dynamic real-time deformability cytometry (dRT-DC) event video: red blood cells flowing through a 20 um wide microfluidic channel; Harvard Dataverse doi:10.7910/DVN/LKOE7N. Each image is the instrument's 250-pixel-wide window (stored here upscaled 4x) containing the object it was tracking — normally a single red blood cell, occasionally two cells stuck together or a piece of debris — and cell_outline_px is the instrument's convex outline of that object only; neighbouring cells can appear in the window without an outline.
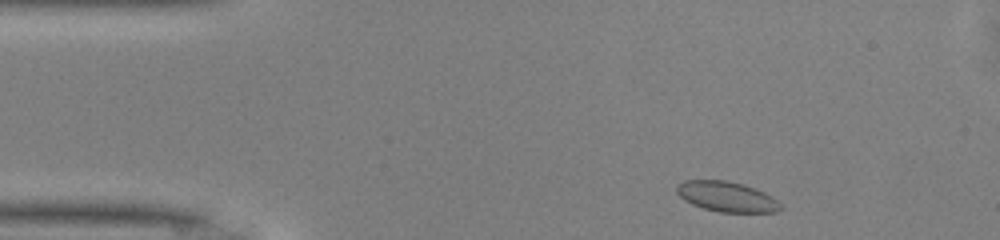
{"species": "common noctule bat (a hibernating species)", "species_latin": "Nyctalus noctula", "temperature_condition": "warm", "stored_images_in_passage": 44, "camera_frame_rate_fps": 3000, "um_per_image_px": 0.085, "animal": {"sex": "male", "body_mass_g": 13.0, "forearm_length_mm": 53.1}, "frame": {"image": 1, "passage_image": 2, "time_ms": 0.333, "image_size_px": [1000, 240], "cell_outline_px": [[780, 208], [776, 212], [720, 212], [704, 208], [692, 204], [684, 200], [676, 192], [676, 184], [684, 180], [724, 180], [744, 184], [756, 188], [772, 196], [780, 204]], "centroid_in_image_um": [61.74, 16.7], "position_along_channel_um": 23.3, "area_um2": 18.26}}
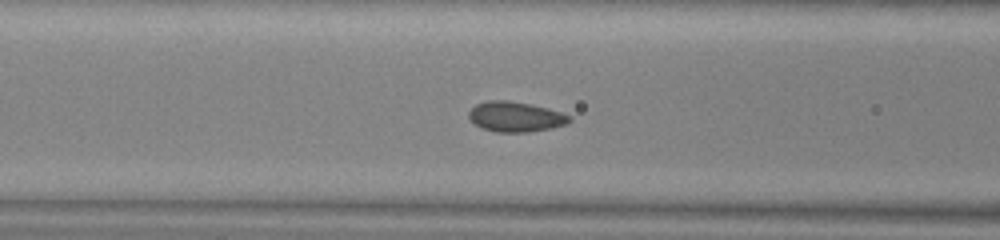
{"frame": {"image": 2, "passage_image": 14, "time_ms": 4.333, "image_size_px": [1000, 240], "cell_outline_px": [[572, 120], [568, 124], [552, 128], [528, 132], [496, 132], [484, 128], [476, 124], [468, 116], [468, 112], [476, 104], [488, 100], [508, 100], [532, 104], [548, 108], [572, 116]], "centroid_in_image_um": [43.86, 9.91], "position_along_channel_um": 122.7, "area_um2": 17.74}}
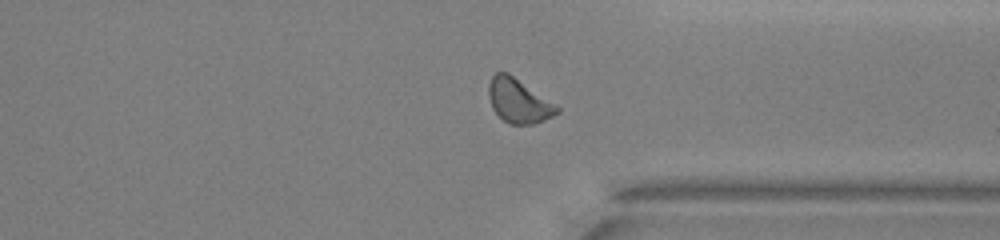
{"frame": {"image": 3, "passage_image": 32, "time_ms": 10.333, "image_size_px": [1000, 240], "cell_outline_px": [[560, 112], [544, 120], [532, 124], [508, 124], [492, 108], [488, 96], [488, 84], [492, 76], [496, 72], [508, 72], [560, 108]], "centroid_in_image_um": [44.05, 8.57], "position_along_channel_um": 367.4, "area_um2": 17.34}, "authors_computed_cell_mechanics": {"area_um2": 17.34, "velocity_mm_per_s": 4.1142, "shape_relaxation_time_tau1_ms": 2.3564, "shape_relaxation_time_tau2_ms": null, "deformation_change_tau1": 0.0504, "deformation_change_tau2": null}}